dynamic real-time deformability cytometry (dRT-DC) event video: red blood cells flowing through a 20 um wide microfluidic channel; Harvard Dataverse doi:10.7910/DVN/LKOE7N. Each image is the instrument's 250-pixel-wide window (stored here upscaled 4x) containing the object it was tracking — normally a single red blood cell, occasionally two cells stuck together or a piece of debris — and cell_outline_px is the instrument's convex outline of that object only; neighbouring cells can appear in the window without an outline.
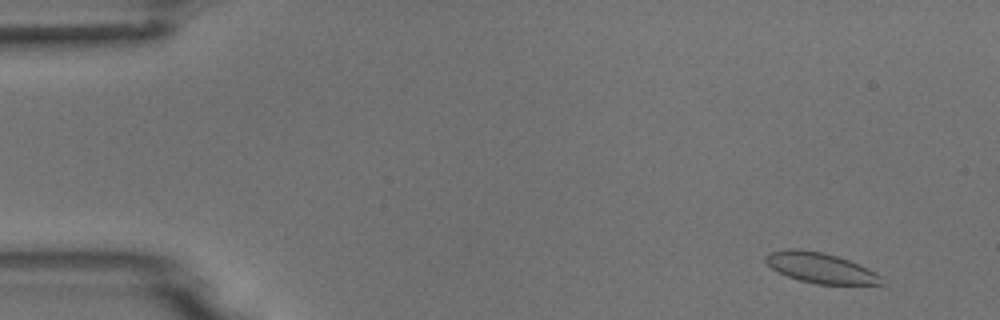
{"species": "common noctule bat (a hibernating species)", "species_latin": "Nyctalus noctula", "temperature_condition": "room temperature", "stored_images_in_passage": 9, "camera_frame_rate_fps": 3000, "um_per_image_px": 0.085, "animal": {"sex": "male", "body_mass_g": 18.8}, "frame": {"image": 1, "passage_image": 2, "time_ms": 1.0, "image_size_px": [1000, 320], "cell_outline_px": [[884, 284], [816, 284], [800, 280], [788, 276], [772, 268], [764, 260], [764, 256], [768, 252], [788, 248], [796, 248], [824, 252], [860, 264], [876, 272], [880, 276]], "centroid_in_image_um": [69.72, 22.75], "position_along_channel_um": 15.3, "area_um2": 20.46}}
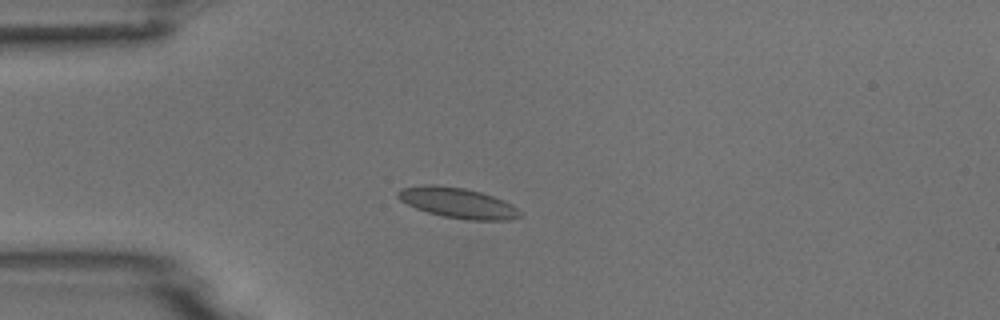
{"frame": {"image": 2, "passage_image": 4, "time_ms": 4.333, "image_size_px": [1000, 320], "cell_outline_px": [[524, 216], [512, 220], [468, 220], [444, 216], [428, 212], [416, 208], [400, 200], [396, 196], [396, 192], [400, 188], [424, 184], [436, 184], [464, 188], [480, 192], [504, 200], [512, 204]], "centroid_in_image_um": [38.91, 17.24], "position_along_channel_um": 46.1, "area_um2": 21.73}}
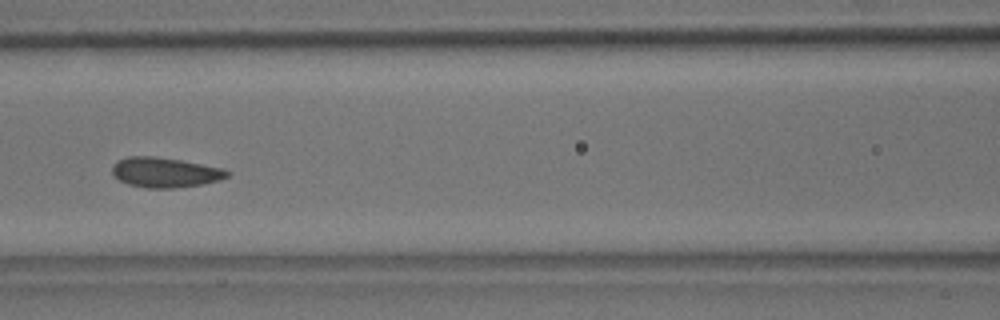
{"frame": {"image": 3, "passage_image": 7, "time_ms": 7.667, "image_size_px": [1000, 320], "cell_outline_px": [[232, 172], [228, 176], [220, 180], [204, 184], [172, 188], [148, 188], [128, 184], [120, 180], [112, 172], [112, 164], [128, 156], [156, 156], [180, 160], [224, 168]], "centroid_in_image_um": [14.07, 14.65], "position_along_channel_um": 152.5, "area_um2": 20.11}}